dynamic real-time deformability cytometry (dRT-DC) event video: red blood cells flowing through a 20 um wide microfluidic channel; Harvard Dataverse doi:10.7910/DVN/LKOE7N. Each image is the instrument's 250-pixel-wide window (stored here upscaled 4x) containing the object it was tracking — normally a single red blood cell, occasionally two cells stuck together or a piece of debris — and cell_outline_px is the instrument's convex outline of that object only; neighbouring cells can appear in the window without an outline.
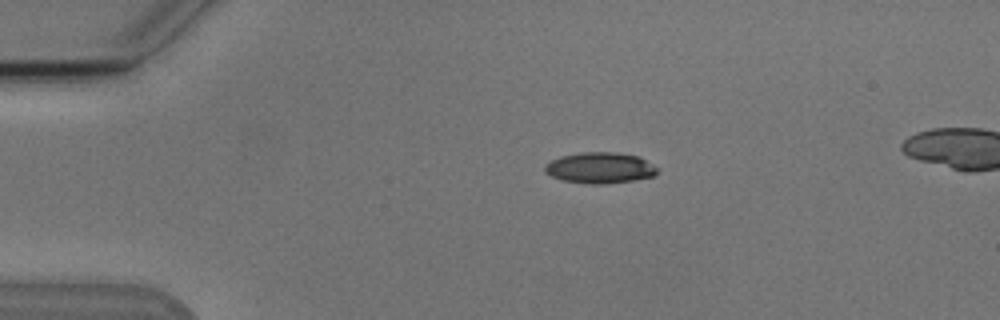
{"species": "Egyptian fruit bat (a non-hibernating species)", "species_latin": "Rousettus aegyptiacus", "temperature_condition": "cold", "stored_images_in_passage": 4, "segment_of_instrument_passage": [1, 2], "camera_frame_rate_fps": 3000, "um_per_image_px": 0.085, "animal": {"sex": "male"}, "frame": {"image": 1, "passage_image": 2, "time_ms": 1.0, "image_size_px": [1000, 320], "cell_outline_px": [[660, 168], [656, 176], [632, 180], [600, 184], [588, 184], [564, 180], [552, 176], [544, 172], [544, 168], [552, 160], [560, 156], [580, 152], [612, 152], [636, 156]], "centroid_in_image_um": [51.01, 14.27], "position_along_channel_um": 34.0, "area_um2": 20.11}}